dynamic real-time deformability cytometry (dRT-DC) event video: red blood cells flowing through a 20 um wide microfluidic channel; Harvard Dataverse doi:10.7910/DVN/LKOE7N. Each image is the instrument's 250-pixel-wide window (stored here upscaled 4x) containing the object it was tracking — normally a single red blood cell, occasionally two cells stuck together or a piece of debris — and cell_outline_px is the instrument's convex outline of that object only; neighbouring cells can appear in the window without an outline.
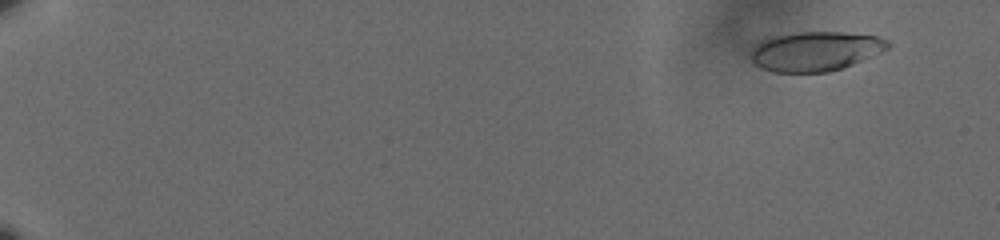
{"species": "human", "species_latin": "Homo sapiens", "temperature_condition": "cold", "stored_images_in_passage": 20, "camera_frame_rate_fps": 3000, "um_per_image_px": 0.085, "donor": {"sex": "male"}, "frame": {"image": 1, "passage_image": 2, "time_ms": 0.333, "image_size_px": [1000, 240], "cell_outline_px": [[892, 44], [888, 48], [880, 52], [852, 64], [828, 72], [772, 72], [760, 68], [752, 60], [752, 48], [760, 40], [776, 36], [796, 32], [840, 32], [876, 36], [888, 40]], "centroid_in_image_um": [69.29, 4.35], "position_along_channel_um": 15.7, "area_um2": 31.27}}
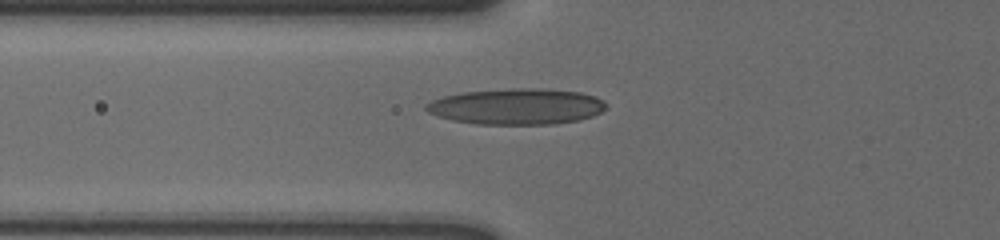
{"frame": {"image": 2, "passage_image": 15, "time_ms": 4.667, "image_size_px": [1000, 240], "cell_outline_px": [[608, 104], [600, 112], [592, 116], [580, 120], [552, 124], [476, 124], [452, 120], [436, 116], [428, 112], [424, 108], [424, 104], [432, 100], [444, 96], [464, 92], [512, 88], [548, 88], [580, 92], [596, 96], [604, 100]], "centroid_in_image_um": [43.92, 9.04], "position_along_channel_um": 81.9, "area_um2": 38.03}}
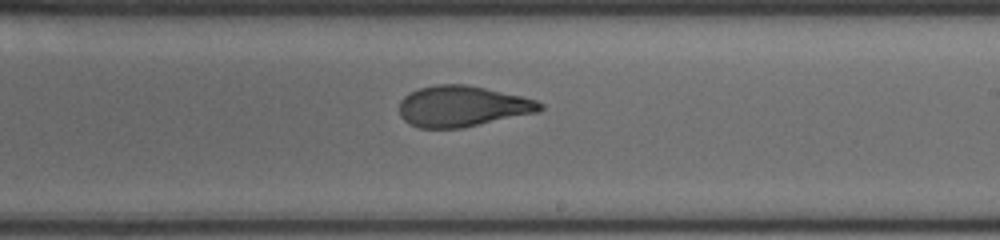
{"frame": {"image": 3, "passage_image": 20, "time_ms": 6.333, "image_size_px": [1000, 240], "cell_outline_px": [[544, 108], [540, 112], [460, 128], [420, 128], [404, 120], [400, 116], [400, 100], [408, 92], [420, 88], [436, 84], [464, 84], [484, 88], [520, 96], [536, 100], [544, 104]], "centroid_in_image_um": [39.3, 9.03], "position_along_channel_um": 249.7, "area_um2": 33.41}}